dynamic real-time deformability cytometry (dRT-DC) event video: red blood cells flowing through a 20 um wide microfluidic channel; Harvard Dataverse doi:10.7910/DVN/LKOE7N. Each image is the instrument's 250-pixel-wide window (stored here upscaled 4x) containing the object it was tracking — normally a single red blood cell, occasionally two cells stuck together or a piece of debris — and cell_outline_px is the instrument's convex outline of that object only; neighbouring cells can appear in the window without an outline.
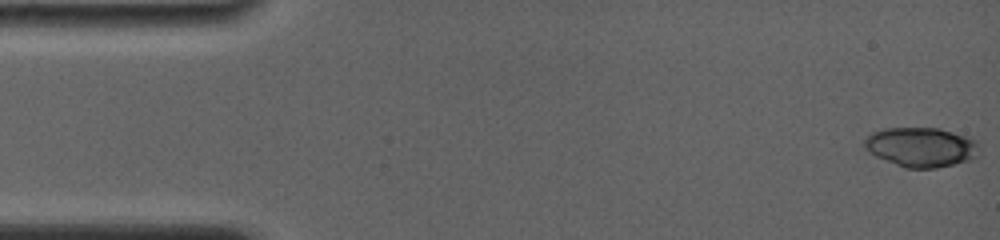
{"species": "common noctule bat (a hibernating species)", "species_latin": "Nyctalus noctula", "temperature_condition": "room temperature", "stored_images_in_passage": 23, "camera_frame_rate_fps": 4000, "um_per_image_px": 0.085, "animal": {"sex": "female", "body_mass_g": 19.0, "forearm_length_mm": 56.7}, "frame": {"image": 1, "passage_image": 1, "time_ms": 0.0, "image_size_px": [1000, 240], "cell_outline_px": [[980, 148], [976, 156], [968, 160], [936, 168], [904, 168], [876, 156], [868, 152], [864, 148], [864, 140], [872, 132], [884, 128], [940, 128], [968, 136], [976, 140], [980, 144]], "centroid_in_image_um": [78.3, 12.49], "position_along_channel_um": 6.7, "area_um2": 26.59}}
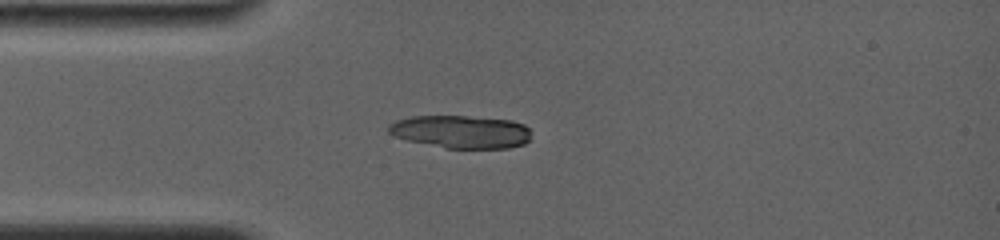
{"frame": {"image": 2, "passage_image": 20, "time_ms": 4.0, "image_size_px": [1000, 240], "cell_outline_px": [[528, 140], [524, 144], [508, 148], [448, 148], [408, 140], [396, 136], [388, 132], [388, 124], [396, 120], [412, 116], [464, 116], [512, 120], [524, 124], [528, 128]], "centroid_in_image_um": [39.17, 11.19], "position_along_channel_um": 45.8, "area_um2": 27.05}}